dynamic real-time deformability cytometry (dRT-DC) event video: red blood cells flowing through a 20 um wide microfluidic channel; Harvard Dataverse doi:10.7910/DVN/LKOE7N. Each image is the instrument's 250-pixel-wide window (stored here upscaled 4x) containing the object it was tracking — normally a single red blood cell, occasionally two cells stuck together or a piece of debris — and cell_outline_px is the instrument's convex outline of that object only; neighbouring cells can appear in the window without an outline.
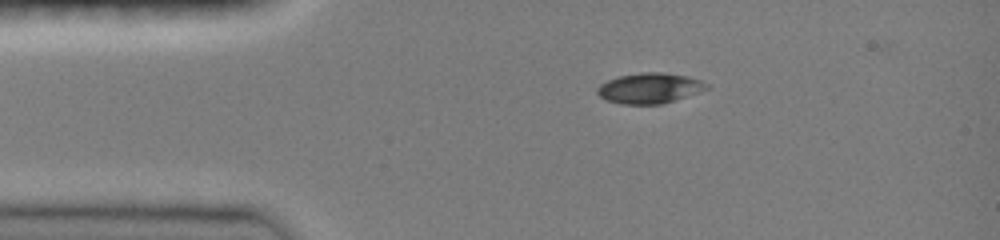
{"species": "common noctule bat (a hibernating species)", "species_latin": "Nyctalus noctula", "temperature_condition": "room temperature", "stored_images_in_passage": 40, "camera_frame_rate_fps": 3000, "um_per_image_px": 0.085, "animal": {"sex": "female", "body_mass_g": 19.0, "forearm_length_mm": 51.5}, "frame": {"image": 1, "passage_image": 1, "time_ms": 0.0, "image_size_px": [1000, 240], "cell_outline_px": [[708, 88], [700, 92], [660, 104], [620, 104], [608, 100], [600, 96], [596, 92], [596, 88], [600, 84], [608, 80], [620, 76], [640, 72], [664, 72], [688, 76], [700, 80], [708, 84]], "centroid_in_image_um": [55.21, 7.48], "position_along_channel_um": 29.8, "area_um2": 19.31}}
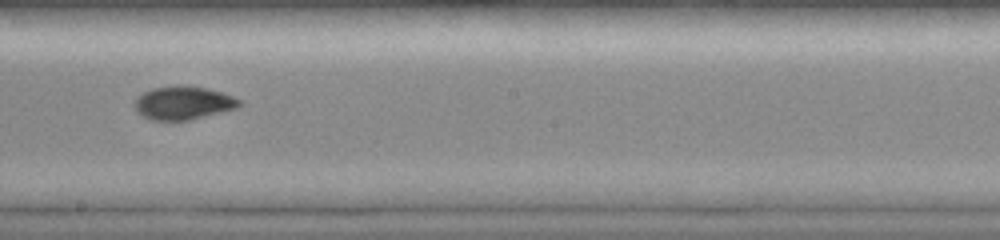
{"frame": {"image": 2, "passage_image": 19, "time_ms": 6.0, "image_size_px": [1000, 240], "cell_outline_px": [[244, 104], [236, 108], [188, 120], [152, 120], [136, 112], [136, 96], [152, 88], [176, 84], [184, 84], [204, 88], [220, 92], [232, 96], [240, 100]], "centroid_in_image_um": [15.56, 8.73], "position_along_channel_um": 232.6, "area_um2": 20.29}}
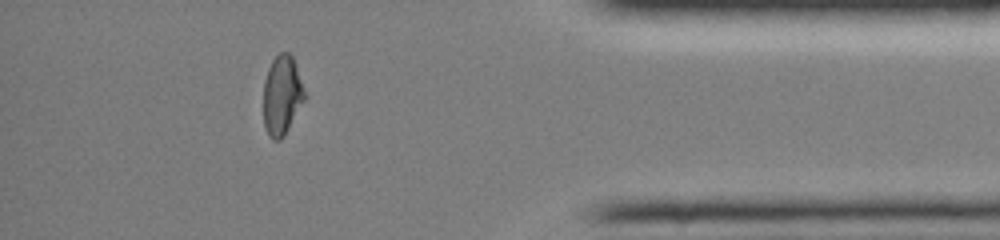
{"frame": {"image": 3, "passage_image": 34, "time_ms": 11.0, "image_size_px": [1000, 240], "cell_outline_px": [[304, 100], [284, 136], [280, 140], [272, 140], [268, 136], [264, 124], [264, 80], [268, 68], [272, 60], [280, 52], [288, 52], [292, 56], [304, 92]], "centroid_in_image_um": [23.93, 8.12], "position_along_channel_um": 411.3, "area_um2": 18.67}, "authors_computed_cell_mechanics": {"area_um2": 19.8543, "velocity_mm_per_s": 4.0297, "shape_relaxation_time_tau1_ms": 9.0029, "shape_relaxation_time_tau2_ms": 1.5131, "deformation_change_tau1": 0.2741, "deformation_change_tau2": 0.0406}}